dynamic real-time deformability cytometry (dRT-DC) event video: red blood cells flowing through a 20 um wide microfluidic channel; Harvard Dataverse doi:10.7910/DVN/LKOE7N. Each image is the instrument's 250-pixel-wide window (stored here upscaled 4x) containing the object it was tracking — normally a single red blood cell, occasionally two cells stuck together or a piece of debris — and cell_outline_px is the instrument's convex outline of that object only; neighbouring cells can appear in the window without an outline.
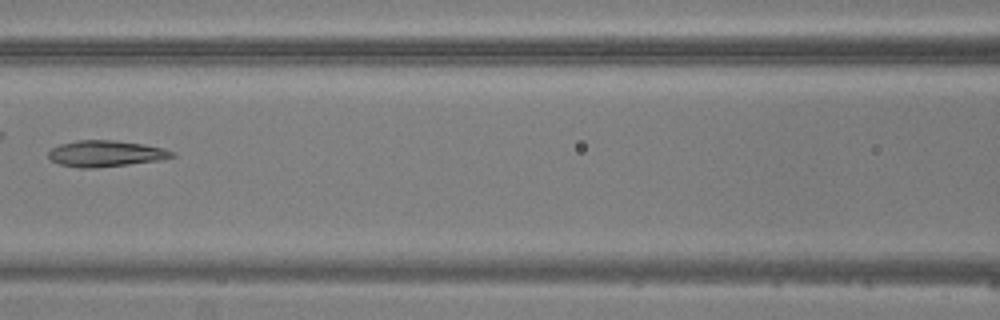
{"species": "common noctule bat (a hibernating species)", "species_latin": "Nyctalus noctula", "temperature_condition": "warm", "stored_images_in_passage": 3, "camera_frame_rate_fps": 3000, "um_per_image_px": 0.085, "animal": {"sex": "male", "body_mass_g": 20.5, "forearm_length_mm": 52.5}, "frame": {"image": 1, "passage_image": 3, "time_ms": 2.333, "image_size_px": [1000, 320], "cell_outline_px": [[176, 156], [164, 160], [96, 168], [80, 168], [60, 164], [52, 160], [48, 156], [48, 152], [52, 148], [60, 144], [80, 140], [116, 140], [144, 144], [164, 148], [176, 152]], "centroid_in_image_um": [9.06, 13.06], "position_along_channel_um": 157.5, "area_um2": 19.07}}